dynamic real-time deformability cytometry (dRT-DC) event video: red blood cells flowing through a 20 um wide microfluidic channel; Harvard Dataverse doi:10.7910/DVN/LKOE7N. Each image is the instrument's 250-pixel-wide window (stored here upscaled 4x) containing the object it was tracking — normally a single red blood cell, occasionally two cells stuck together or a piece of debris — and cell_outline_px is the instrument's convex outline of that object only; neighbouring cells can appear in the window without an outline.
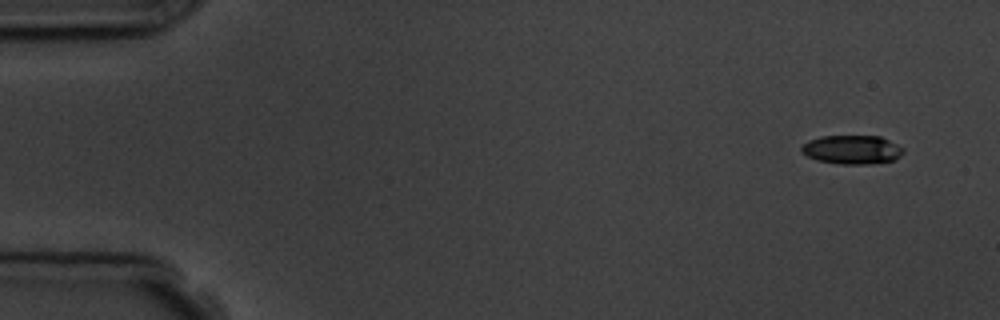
{"species": "common noctule bat (a hibernating species)", "species_latin": "Nyctalus noctula", "temperature_condition": "room temperature", "stored_images_in_passage": 4, "camera_frame_rate_fps": 3000, "um_per_image_px": 0.085, "animal": {"sex": "male", "body_mass_g": 19.5, "forearm_length_mm": 54.6}, "frame": {"image": 1, "passage_image": 1, "time_ms": 0.0, "image_size_px": [1000, 320], "cell_outline_px": [[904, 152], [900, 156], [892, 160], [872, 164], [840, 164], [816, 160], [800, 152], [800, 148], [808, 140], [820, 136], [880, 136], [904, 148]], "centroid_in_image_um": [72.4, 12.72], "position_along_channel_um": 12.6, "area_um2": 17.17}}